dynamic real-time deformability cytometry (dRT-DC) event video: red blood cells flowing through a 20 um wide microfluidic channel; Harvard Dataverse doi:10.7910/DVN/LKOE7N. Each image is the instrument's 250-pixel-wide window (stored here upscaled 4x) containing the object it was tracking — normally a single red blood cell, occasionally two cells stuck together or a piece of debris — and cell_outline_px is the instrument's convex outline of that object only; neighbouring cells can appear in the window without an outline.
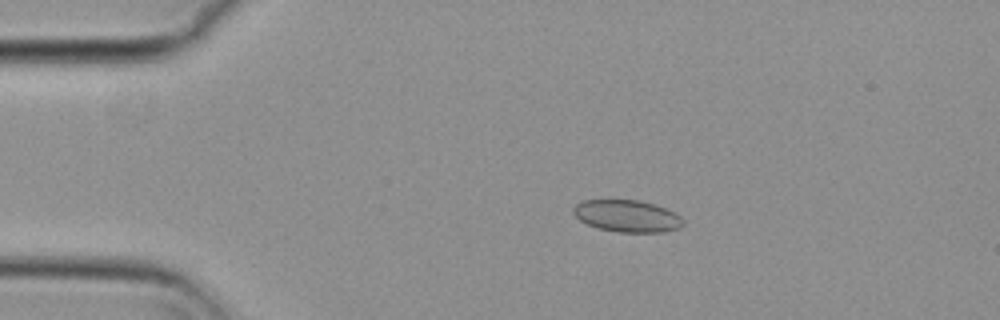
{"species": "common noctule bat (a hibernating species)", "species_latin": "Nyctalus noctula", "temperature_condition": "cold", "stored_images_in_passage": 56, "camera_frame_rate_fps": 3000, "um_per_image_px": 0.085, "animal": {"sex": "female", "body_mass_g": 29.2, "forearm_length_mm": 56.3}, "frame": {"image": 1, "passage_image": 11, "time_ms": 3.333, "image_size_px": [1000, 320], "cell_outline_px": [[684, 224], [680, 228], [664, 232], [616, 232], [596, 228], [580, 220], [572, 212], [572, 208], [576, 204], [584, 200], [640, 200], [656, 204], [680, 216], [684, 220]], "centroid_in_image_um": [53.31, 18.36], "position_along_channel_um": 31.7, "area_um2": 20.58}}
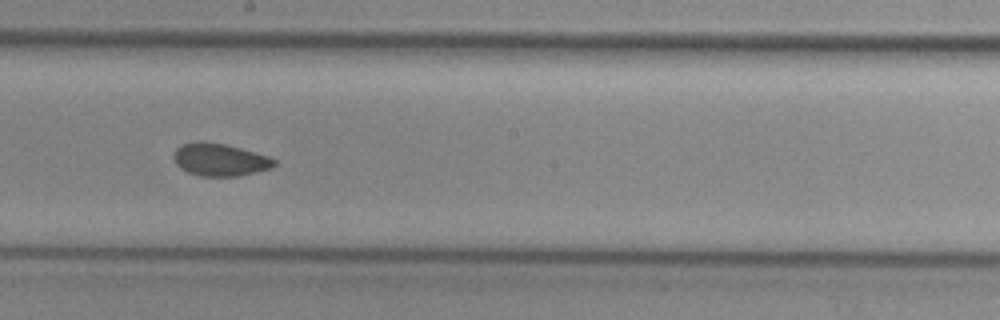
{"frame": {"image": 2, "passage_image": 31, "time_ms": 10.0, "image_size_px": [1000, 320], "cell_outline_px": [[276, 164], [272, 168], [240, 176], [200, 176], [188, 172], [180, 168], [176, 164], [172, 156], [176, 148], [180, 144], [196, 140], [204, 140], [224, 144], [240, 148], [268, 156], [276, 160]], "centroid_in_image_um": [18.65, 13.56], "position_along_channel_um": 229.6, "area_um2": 19.36}}
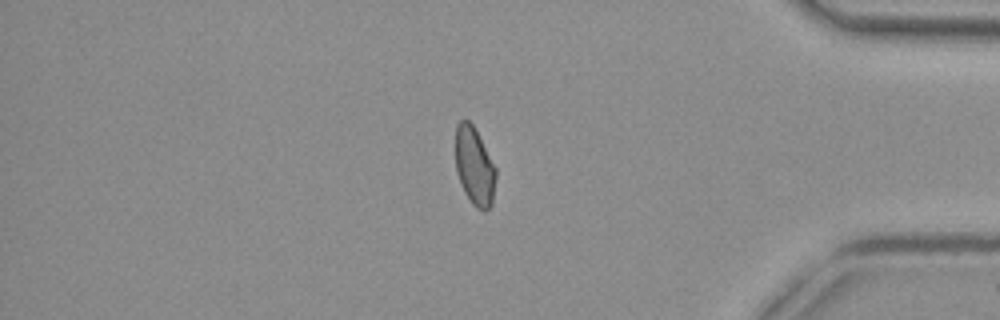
{"frame": {"image": 3, "passage_image": 47, "time_ms": 15.333, "image_size_px": [1000, 320], "cell_outline_px": [[496, 176], [492, 204], [484, 212], [476, 208], [472, 204], [464, 192], [460, 184], [456, 172], [456, 124], [460, 120], [468, 120], [472, 124], [496, 168]], "centroid_in_image_um": [40.32, 14.17], "position_along_channel_um": 394.9, "area_um2": 18.32}, "authors_computed_cell_mechanics": {"area_um2": 19.4208, "velocity_mm_per_s": 3.6938, "shape_relaxation_time_tau1_ms": null, "shape_relaxation_time_tau2_ms": 3.4558, "deformation_change_tau1": null, "deformation_change_tau2": 0.0479}}